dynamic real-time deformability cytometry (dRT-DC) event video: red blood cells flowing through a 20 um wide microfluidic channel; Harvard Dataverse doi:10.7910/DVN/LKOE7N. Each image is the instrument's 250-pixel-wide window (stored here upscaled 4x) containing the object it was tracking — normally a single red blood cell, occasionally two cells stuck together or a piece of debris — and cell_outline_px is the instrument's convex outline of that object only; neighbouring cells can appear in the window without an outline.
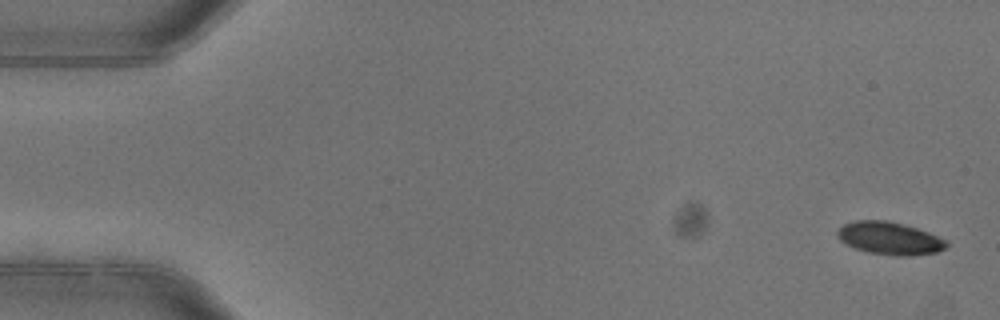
{"species": "common noctule bat (a hibernating species)", "species_latin": "Nyctalus noctula", "temperature_condition": "warm", "stored_images_in_passage": 4, "camera_frame_rate_fps": 3000, "um_per_image_px": 0.085, "animal": {"sex": "female"}, "frame": {"image": 1, "passage_image": 1, "time_ms": 0.0, "image_size_px": [1000, 320], "cell_outline_px": [[948, 244], [944, 248], [936, 252], [908, 256], [892, 256], [868, 252], [844, 244], [836, 236], [836, 232], [844, 224], [856, 220], [888, 220], [916, 228], [928, 232], [944, 240]], "centroid_in_image_um": [75.56, 20.25], "position_along_channel_um": 9.4, "area_um2": 20.63}}
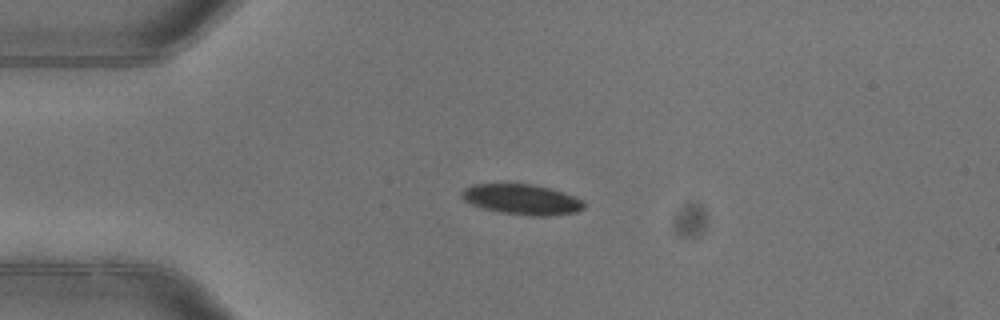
{"frame": {"image": 2, "passage_image": 4, "time_ms": 1.0, "image_size_px": [1000, 320], "cell_outline_px": [[584, 208], [576, 212], [544, 216], [532, 216], [500, 212], [484, 208], [472, 204], [464, 200], [460, 196], [460, 192], [464, 188], [472, 184], [532, 184], [548, 188], [584, 200]], "centroid_in_image_um": [44.32, 16.95], "position_along_channel_um": 40.7, "area_um2": 21.39}}